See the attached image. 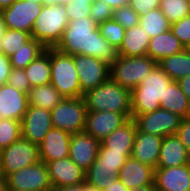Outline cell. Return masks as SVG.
Returning <instances> with one entry per match:
<instances>
[{"label":"cell","instance_id":"6da1fadb","mask_svg":"<svg viewBox=\"0 0 190 191\" xmlns=\"http://www.w3.org/2000/svg\"><path fill=\"white\" fill-rule=\"evenodd\" d=\"M55 48L70 55L91 56L109 65L118 56L117 50L100 34L98 24L90 16L69 22Z\"/></svg>","mask_w":190,"mask_h":191},{"label":"cell","instance_id":"7a4b0ae2","mask_svg":"<svg viewBox=\"0 0 190 191\" xmlns=\"http://www.w3.org/2000/svg\"><path fill=\"white\" fill-rule=\"evenodd\" d=\"M171 81L157 64L141 83L131 90V118L158 110Z\"/></svg>","mask_w":190,"mask_h":191},{"label":"cell","instance_id":"3957f363","mask_svg":"<svg viewBox=\"0 0 190 191\" xmlns=\"http://www.w3.org/2000/svg\"><path fill=\"white\" fill-rule=\"evenodd\" d=\"M87 111H114L131 114V90L119 85L110 77L83 96Z\"/></svg>","mask_w":190,"mask_h":191},{"label":"cell","instance_id":"277c9868","mask_svg":"<svg viewBox=\"0 0 190 191\" xmlns=\"http://www.w3.org/2000/svg\"><path fill=\"white\" fill-rule=\"evenodd\" d=\"M69 23L63 4L43 5L41 13L34 21L31 38L45 48L55 47Z\"/></svg>","mask_w":190,"mask_h":191},{"label":"cell","instance_id":"5b68a950","mask_svg":"<svg viewBox=\"0 0 190 191\" xmlns=\"http://www.w3.org/2000/svg\"><path fill=\"white\" fill-rule=\"evenodd\" d=\"M51 84L65 98L83 97L73 55L50 47Z\"/></svg>","mask_w":190,"mask_h":191},{"label":"cell","instance_id":"8992f818","mask_svg":"<svg viewBox=\"0 0 190 191\" xmlns=\"http://www.w3.org/2000/svg\"><path fill=\"white\" fill-rule=\"evenodd\" d=\"M158 63L148 55L125 57L118 55L110 65V78L119 85L132 90Z\"/></svg>","mask_w":190,"mask_h":191},{"label":"cell","instance_id":"52a82bcc","mask_svg":"<svg viewBox=\"0 0 190 191\" xmlns=\"http://www.w3.org/2000/svg\"><path fill=\"white\" fill-rule=\"evenodd\" d=\"M87 107L83 97L64 98L51 110L54 128L64 130L69 136L84 132Z\"/></svg>","mask_w":190,"mask_h":191},{"label":"cell","instance_id":"ba28073f","mask_svg":"<svg viewBox=\"0 0 190 191\" xmlns=\"http://www.w3.org/2000/svg\"><path fill=\"white\" fill-rule=\"evenodd\" d=\"M132 153L109 152V149H99L93 164L85 172V182L103 191L109 183V175H119V170Z\"/></svg>","mask_w":190,"mask_h":191},{"label":"cell","instance_id":"9c48e42d","mask_svg":"<svg viewBox=\"0 0 190 191\" xmlns=\"http://www.w3.org/2000/svg\"><path fill=\"white\" fill-rule=\"evenodd\" d=\"M39 145L21 137L0 150V173L9 174L40 162Z\"/></svg>","mask_w":190,"mask_h":191},{"label":"cell","instance_id":"30bf717a","mask_svg":"<svg viewBox=\"0 0 190 191\" xmlns=\"http://www.w3.org/2000/svg\"><path fill=\"white\" fill-rule=\"evenodd\" d=\"M8 191H53L45 162L21 168L7 176Z\"/></svg>","mask_w":190,"mask_h":191},{"label":"cell","instance_id":"8fae6325","mask_svg":"<svg viewBox=\"0 0 190 191\" xmlns=\"http://www.w3.org/2000/svg\"><path fill=\"white\" fill-rule=\"evenodd\" d=\"M182 120L183 117L180 115L161 107L158 110L137 115L134 118L139 131L162 137L175 135Z\"/></svg>","mask_w":190,"mask_h":191},{"label":"cell","instance_id":"7c38bea8","mask_svg":"<svg viewBox=\"0 0 190 191\" xmlns=\"http://www.w3.org/2000/svg\"><path fill=\"white\" fill-rule=\"evenodd\" d=\"M73 59L83 94L96 88L110 77V65L105 61L82 54H74Z\"/></svg>","mask_w":190,"mask_h":191},{"label":"cell","instance_id":"4fadbf2b","mask_svg":"<svg viewBox=\"0 0 190 191\" xmlns=\"http://www.w3.org/2000/svg\"><path fill=\"white\" fill-rule=\"evenodd\" d=\"M43 4L27 0H16L3 9V17L9 29L23 30L31 34L34 21L37 19Z\"/></svg>","mask_w":190,"mask_h":191},{"label":"cell","instance_id":"5bb4252c","mask_svg":"<svg viewBox=\"0 0 190 191\" xmlns=\"http://www.w3.org/2000/svg\"><path fill=\"white\" fill-rule=\"evenodd\" d=\"M131 118L114 111H87L84 132L100 142Z\"/></svg>","mask_w":190,"mask_h":191},{"label":"cell","instance_id":"9a60e30c","mask_svg":"<svg viewBox=\"0 0 190 191\" xmlns=\"http://www.w3.org/2000/svg\"><path fill=\"white\" fill-rule=\"evenodd\" d=\"M53 127L51 111L41 107L28 106L21 120L22 137L39 145Z\"/></svg>","mask_w":190,"mask_h":191},{"label":"cell","instance_id":"2e32d148","mask_svg":"<svg viewBox=\"0 0 190 191\" xmlns=\"http://www.w3.org/2000/svg\"><path fill=\"white\" fill-rule=\"evenodd\" d=\"M46 165L53 190L85 183V171L69 157L50 161Z\"/></svg>","mask_w":190,"mask_h":191},{"label":"cell","instance_id":"e0dca14e","mask_svg":"<svg viewBox=\"0 0 190 191\" xmlns=\"http://www.w3.org/2000/svg\"><path fill=\"white\" fill-rule=\"evenodd\" d=\"M156 191H190V164L154 169Z\"/></svg>","mask_w":190,"mask_h":191},{"label":"cell","instance_id":"ac0fdd59","mask_svg":"<svg viewBox=\"0 0 190 191\" xmlns=\"http://www.w3.org/2000/svg\"><path fill=\"white\" fill-rule=\"evenodd\" d=\"M101 142L85 132L71 136L69 158L85 172L98 156Z\"/></svg>","mask_w":190,"mask_h":191},{"label":"cell","instance_id":"d6986e66","mask_svg":"<svg viewBox=\"0 0 190 191\" xmlns=\"http://www.w3.org/2000/svg\"><path fill=\"white\" fill-rule=\"evenodd\" d=\"M29 106L28 94L9 84L0 85V116L21 121Z\"/></svg>","mask_w":190,"mask_h":191},{"label":"cell","instance_id":"ffe728a7","mask_svg":"<svg viewBox=\"0 0 190 191\" xmlns=\"http://www.w3.org/2000/svg\"><path fill=\"white\" fill-rule=\"evenodd\" d=\"M69 136L64 130L52 127L39 144V156L46 164L50 161L69 157Z\"/></svg>","mask_w":190,"mask_h":191},{"label":"cell","instance_id":"44dd1931","mask_svg":"<svg viewBox=\"0 0 190 191\" xmlns=\"http://www.w3.org/2000/svg\"><path fill=\"white\" fill-rule=\"evenodd\" d=\"M118 179L128 189L154 185V168L131 156L119 170Z\"/></svg>","mask_w":190,"mask_h":191},{"label":"cell","instance_id":"7402d4cb","mask_svg":"<svg viewBox=\"0 0 190 191\" xmlns=\"http://www.w3.org/2000/svg\"><path fill=\"white\" fill-rule=\"evenodd\" d=\"M162 139V136L141 132L137 129L132 148V157L156 169Z\"/></svg>","mask_w":190,"mask_h":191},{"label":"cell","instance_id":"603a6c76","mask_svg":"<svg viewBox=\"0 0 190 191\" xmlns=\"http://www.w3.org/2000/svg\"><path fill=\"white\" fill-rule=\"evenodd\" d=\"M186 164H190V155L177 135L163 137L156 168L177 167Z\"/></svg>","mask_w":190,"mask_h":191},{"label":"cell","instance_id":"cb8c5ba5","mask_svg":"<svg viewBox=\"0 0 190 191\" xmlns=\"http://www.w3.org/2000/svg\"><path fill=\"white\" fill-rule=\"evenodd\" d=\"M137 126L130 118L121 127L116 128L101 141L99 149H109V152L132 153Z\"/></svg>","mask_w":190,"mask_h":191},{"label":"cell","instance_id":"d4e9b609","mask_svg":"<svg viewBox=\"0 0 190 191\" xmlns=\"http://www.w3.org/2000/svg\"><path fill=\"white\" fill-rule=\"evenodd\" d=\"M181 51H184V46L169 29L167 32L150 38L147 55L158 63L163 58Z\"/></svg>","mask_w":190,"mask_h":191},{"label":"cell","instance_id":"484cf974","mask_svg":"<svg viewBox=\"0 0 190 191\" xmlns=\"http://www.w3.org/2000/svg\"><path fill=\"white\" fill-rule=\"evenodd\" d=\"M149 41V36L139 25L126 29L117 54L125 57L147 55Z\"/></svg>","mask_w":190,"mask_h":191},{"label":"cell","instance_id":"4316f807","mask_svg":"<svg viewBox=\"0 0 190 191\" xmlns=\"http://www.w3.org/2000/svg\"><path fill=\"white\" fill-rule=\"evenodd\" d=\"M32 87L51 83L50 47L33 60L25 69Z\"/></svg>","mask_w":190,"mask_h":191},{"label":"cell","instance_id":"83f0119b","mask_svg":"<svg viewBox=\"0 0 190 191\" xmlns=\"http://www.w3.org/2000/svg\"><path fill=\"white\" fill-rule=\"evenodd\" d=\"M161 108L185 118L189 108V99L181 90L178 81L172 80L167 86L164 100L160 101Z\"/></svg>","mask_w":190,"mask_h":191},{"label":"cell","instance_id":"f1b7e54d","mask_svg":"<svg viewBox=\"0 0 190 191\" xmlns=\"http://www.w3.org/2000/svg\"><path fill=\"white\" fill-rule=\"evenodd\" d=\"M64 98L51 83L32 87L28 93L29 105L41 107L49 111Z\"/></svg>","mask_w":190,"mask_h":191},{"label":"cell","instance_id":"f546056e","mask_svg":"<svg viewBox=\"0 0 190 191\" xmlns=\"http://www.w3.org/2000/svg\"><path fill=\"white\" fill-rule=\"evenodd\" d=\"M158 65L174 81L190 75V55L185 50L163 58Z\"/></svg>","mask_w":190,"mask_h":191},{"label":"cell","instance_id":"4dcf8cb0","mask_svg":"<svg viewBox=\"0 0 190 191\" xmlns=\"http://www.w3.org/2000/svg\"><path fill=\"white\" fill-rule=\"evenodd\" d=\"M139 26L146 32L149 38L158 36L170 29V23L163 12L157 8L139 16Z\"/></svg>","mask_w":190,"mask_h":191},{"label":"cell","instance_id":"1f68e13d","mask_svg":"<svg viewBox=\"0 0 190 191\" xmlns=\"http://www.w3.org/2000/svg\"><path fill=\"white\" fill-rule=\"evenodd\" d=\"M45 49L40 42L31 38L21 49L10 57L12 68L25 69L33 60L40 56Z\"/></svg>","mask_w":190,"mask_h":191},{"label":"cell","instance_id":"d6a6232c","mask_svg":"<svg viewBox=\"0 0 190 191\" xmlns=\"http://www.w3.org/2000/svg\"><path fill=\"white\" fill-rule=\"evenodd\" d=\"M159 9L172 24L190 15V0H160Z\"/></svg>","mask_w":190,"mask_h":191},{"label":"cell","instance_id":"836d02e7","mask_svg":"<svg viewBox=\"0 0 190 191\" xmlns=\"http://www.w3.org/2000/svg\"><path fill=\"white\" fill-rule=\"evenodd\" d=\"M31 39V34L23 30L7 28L1 43L2 53L11 57Z\"/></svg>","mask_w":190,"mask_h":191},{"label":"cell","instance_id":"e575fe53","mask_svg":"<svg viewBox=\"0 0 190 191\" xmlns=\"http://www.w3.org/2000/svg\"><path fill=\"white\" fill-rule=\"evenodd\" d=\"M22 137L21 121L0 120V150L8 147Z\"/></svg>","mask_w":190,"mask_h":191},{"label":"cell","instance_id":"d590c367","mask_svg":"<svg viewBox=\"0 0 190 191\" xmlns=\"http://www.w3.org/2000/svg\"><path fill=\"white\" fill-rule=\"evenodd\" d=\"M100 34L117 50L124 38L125 28L114 19L98 24Z\"/></svg>","mask_w":190,"mask_h":191},{"label":"cell","instance_id":"8d00e7d4","mask_svg":"<svg viewBox=\"0 0 190 191\" xmlns=\"http://www.w3.org/2000/svg\"><path fill=\"white\" fill-rule=\"evenodd\" d=\"M63 5L69 22L90 16V8L92 4L89 3V0H72Z\"/></svg>","mask_w":190,"mask_h":191},{"label":"cell","instance_id":"74e56055","mask_svg":"<svg viewBox=\"0 0 190 191\" xmlns=\"http://www.w3.org/2000/svg\"><path fill=\"white\" fill-rule=\"evenodd\" d=\"M113 19L123 28L130 29L139 25V15L129 5L114 10Z\"/></svg>","mask_w":190,"mask_h":191},{"label":"cell","instance_id":"f35d334b","mask_svg":"<svg viewBox=\"0 0 190 191\" xmlns=\"http://www.w3.org/2000/svg\"><path fill=\"white\" fill-rule=\"evenodd\" d=\"M114 10L105 1L96 0L90 8V17L97 23L113 19Z\"/></svg>","mask_w":190,"mask_h":191},{"label":"cell","instance_id":"ab89813d","mask_svg":"<svg viewBox=\"0 0 190 191\" xmlns=\"http://www.w3.org/2000/svg\"><path fill=\"white\" fill-rule=\"evenodd\" d=\"M7 84L26 94L31 90V85L24 69L12 68Z\"/></svg>","mask_w":190,"mask_h":191},{"label":"cell","instance_id":"60d3db41","mask_svg":"<svg viewBox=\"0 0 190 191\" xmlns=\"http://www.w3.org/2000/svg\"><path fill=\"white\" fill-rule=\"evenodd\" d=\"M170 30L185 47L190 42V15L170 24Z\"/></svg>","mask_w":190,"mask_h":191},{"label":"cell","instance_id":"b9f144b4","mask_svg":"<svg viewBox=\"0 0 190 191\" xmlns=\"http://www.w3.org/2000/svg\"><path fill=\"white\" fill-rule=\"evenodd\" d=\"M159 4L160 0H129V6L139 16H144L147 12L159 8Z\"/></svg>","mask_w":190,"mask_h":191},{"label":"cell","instance_id":"7bdbcfd3","mask_svg":"<svg viewBox=\"0 0 190 191\" xmlns=\"http://www.w3.org/2000/svg\"><path fill=\"white\" fill-rule=\"evenodd\" d=\"M177 137L183 143L187 152L190 155V121L186 118H183L179 128L177 129L176 133Z\"/></svg>","mask_w":190,"mask_h":191},{"label":"cell","instance_id":"ee69618b","mask_svg":"<svg viewBox=\"0 0 190 191\" xmlns=\"http://www.w3.org/2000/svg\"><path fill=\"white\" fill-rule=\"evenodd\" d=\"M12 70L10 57L0 53V85L7 83L8 76Z\"/></svg>","mask_w":190,"mask_h":191},{"label":"cell","instance_id":"f6af8a7d","mask_svg":"<svg viewBox=\"0 0 190 191\" xmlns=\"http://www.w3.org/2000/svg\"><path fill=\"white\" fill-rule=\"evenodd\" d=\"M108 179L109 183L103 191H128V188L118 179L117 175L111 174Z\"/></svg>","mask_w":190,"mask_h":191},{"label":"cell","instance_id":"bcb514c9","mask_svg":"<svg viewBox=\"0 0 190 191\" xmlns=\"http://www.w3.org/2000/svg\"><path fill=\"white\" fill-rule=\"evenodd\" d=\"M53 191H101L96 187L88 185L86 182L79 185L64 186Z\"/></svg>","mask_w":190,"mask_h":191},{"label":"cell","instance_id":"7dc6e473","mask_svg":"<svg viewBox=\"0 0 190 191\" xmlns=\"http://www.w3.org/2000/svg\"><path fill=\"white\" fill-rule=\"evenodd\" d=\"M181 90L185 93L190 100V75H187L178 80Z\"/></svg>","mask_w":190,"mask_h":191},{"label":"cell","instance_id":"c3c4849f","mask_svg":"<svg viewBox=\"0 0 190 191\" xmlns=\"http://www.w3.org/2000/svg\"><path fill=\"white\" fill-rule=\"evenodd\" d=\"M102 1H105L107 4H109V6L112 7L113 10L129 5V0H102Z\"/></svg>","mask_w":190,"mask_h":191},{"label":"cell","instance_id":"681fc988","mask_svg":"<svg viewBox=\"0 0 190 191\" xmlns=\"http://www.w3.org/2000/svg\"><path fill=\"white\" fill-rule=\"evenodd\" d=\"M7 30L6 22L4 21L3 11L0 10V53H2L1 43L3 41L4 34Z\"/></svg>","mask_w":190,"mask_h":191},{"label":"cell","instance_id":"f907efd6","mask_svg":"<svg viewBox=\"0 0 190 191\" xmlns=\"http://www.w3.org/2000/svg\"><path fill=\"white\" fill-rule=\"evenodd\" d=\"M0 191H8L7 177L0 173Z\"/></svg>","mask_w":190,"mask_h":191},{"label":"cell","instance_id":"816d5d0a","mask_svg":"<svg viewBox=\"0 0 190 191\" xmlns=\"http://www.w3.org/2000/svg\"><path fill=\"white\" fill-rule=\"evenodd\" d=\"M72 0H43V5L66 4Z\"/></svg>","mask_w":190,"mask_h":191},{"label":"cell","instance_id":"f5cc1de1","mask_svg":"<svg viewBox=\"0 0 190 191\" xmlns=\"http://www.w3.org/2000/svg\"><path fill=\"white\" fill-rule=\"evenodd\" d=\"M128 191H156V189L154 185H150L145 187H137V188L128 189Z\"/></svg>","mask_w":190,"mask_h":191},{"label":"cell","instance_id":"db71d44e","mask_svg":"<svg viewBox=\"0 0 190 191\" xmlns=\"http://www.w3.org/2000/svg\"><path fill=\"white\" fill-rule=\"evenodd\" d=\"M16 0H0V10L8 8Z\"/></svg>","mask_w":190,"mask_h":191},{"label":"cell","instance_id":"11a10c76","mask_svg":"<svg viewBox=\"0 0 190 191\" xmlns=\"http://www.w3.org/2000/svg\"><path fill=\"white\" fill-rule=\"evenodd\" d=\"M184 50L190 55V42L184 47Z\"/></svg>","mask_w":190,"mask_h":191},{"label":"cell","instance_id":"9f6ffc18","mask_svg":"<svg viewBox=\"0 0 190 191\" xmlns=\"http://www.w3.org/2000/svg\"><path fill=\"white\" fill-rule=\"evenodd\" d=\"M187 120L190 121V100H189V108H188V112H187V115L185 117Z\"/></svg>","mask_w":190,"mask_h":191},{"label":"cell","instance_id":"6f0895ef","mask_svg":"<svg viewBox=\"0 0 190 191\" xmlns=\"http://www.w3.org/2000/svg\"><path fill=\"white\" fill-rule=\"evenodd\" d=\"M27 1H32L35 3L43 4V0H27Z\"/></svg>","mask_w":190,"mask_h":191},{"label":"cell","instance_id":"680465c9","mask_svg":"<svg viewBox=\"0 0 190 191\" xmlns=\"http://www.w3.org/2000/svg\"><path fill=\"white\" fill-rule=\"evenodd\" d=\"M96 0H89V3L93 4Z\"/></svg>","mask_w":190,"mask_h":191}]
</instances>
